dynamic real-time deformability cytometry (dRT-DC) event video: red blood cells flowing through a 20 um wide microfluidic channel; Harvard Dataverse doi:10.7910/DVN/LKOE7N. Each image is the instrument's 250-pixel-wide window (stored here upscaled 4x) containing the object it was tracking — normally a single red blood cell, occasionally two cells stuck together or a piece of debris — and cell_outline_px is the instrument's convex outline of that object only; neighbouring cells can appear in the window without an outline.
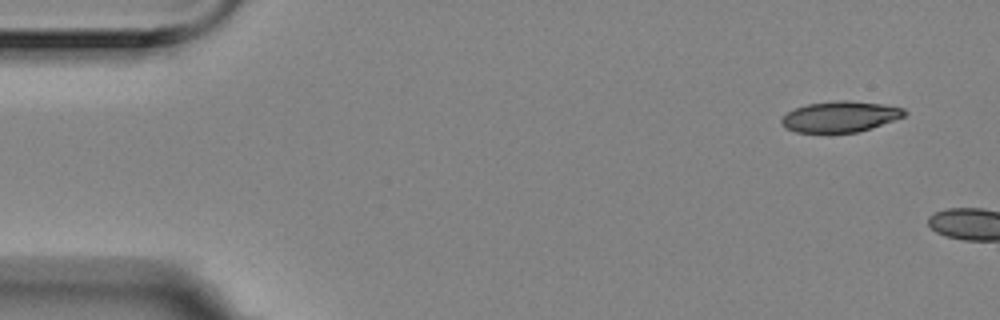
{"species": "Egyptian fruit bat (a non-hibernating species)", "species_latin": "Rousettus aegyptiacus", "temperature_condition": "room temperature", "stored_images_in_passage": 2, "camera_frame_rate_fps": 3000, "um_per_image_px": 0.085, "animal": {"sex": "female"}, "frame": {"image": 1, "passage_image": 1, "time_ms": 0.0, "image_size_px": [1000, 320], "cell_outline_px": [[908, 112], [904, 116], [872, 128], [860, 132], [796, 132], [784, 128], [780, 124], [780, 120], [788, 112], [796, 108], [808, 104], [836, 100], [848, 100], [884, 104], [904, 108]], "centroid_in_image_um": [71.42, 9.91], "position_along_channel_um": 13.6, "area_um2": 22.14}}